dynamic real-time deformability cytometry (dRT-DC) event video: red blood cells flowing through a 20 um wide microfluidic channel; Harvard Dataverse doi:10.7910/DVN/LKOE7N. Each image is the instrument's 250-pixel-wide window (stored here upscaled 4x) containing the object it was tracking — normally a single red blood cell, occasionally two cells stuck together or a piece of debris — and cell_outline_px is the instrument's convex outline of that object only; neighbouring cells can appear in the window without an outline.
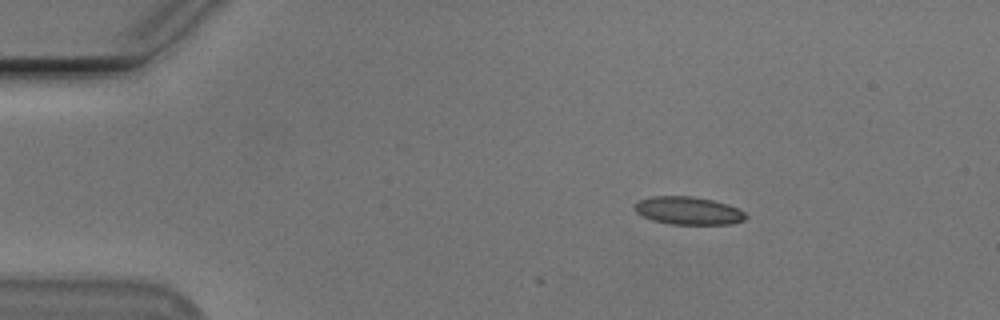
{"species": "Egyptian fruit bat (a non-hibernating species)", "species_latin": "Rousettus aegyptiacus", "temperature_condition": "cold", "stored_images_in_passage": 6, "camera_frame_rate_fps": 3000, "um_per_image_px": 0.085, "animal": {"sex": "male"}, "frame": {"image": 1, "passage_image": 1, "time_ms": 0.0, "image_size_px": [1000, 320], "cell_outline_px": [[748, 216], [744, 220], [732, 224], [672, 224], [652, 220], [636, 212], [632, 208], [640, 200], [652, 196], [692, 196], [712, 200], [728, 204], [740, 208]], "centroid_in_image_um": [58.54, 17.9], "position_along_channel_um": 26.5, "area_um2": 18.09}}